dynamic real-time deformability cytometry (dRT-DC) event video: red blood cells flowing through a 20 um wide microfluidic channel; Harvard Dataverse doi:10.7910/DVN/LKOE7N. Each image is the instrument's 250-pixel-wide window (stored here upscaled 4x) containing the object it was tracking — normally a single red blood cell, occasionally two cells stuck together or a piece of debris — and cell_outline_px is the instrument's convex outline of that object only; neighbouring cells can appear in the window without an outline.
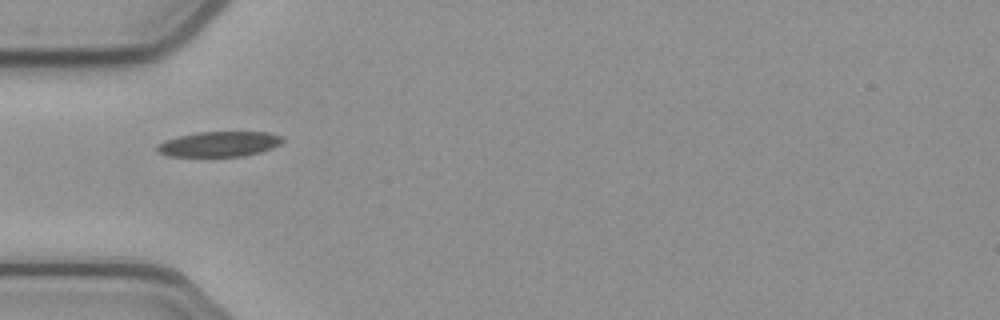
{"species": "common noctule bat (a hibernating species)", "species_latin": "Nyctalus noctula", "temperature_condition": "cold", "stored_images_in_passage": 37, "camera_frame_rate_fps": 3000, "um_per_image_px": 0.085, "animal": {"sex": "female", "body_mass_g": 21.9}, "frame": {"image": 1, "passage_image": 1, "time_ms": 0.0, "image_size_px": [1000, 320], "cell_outline_px": [[284, 140], [280, 144], [272, 148], [260, 152], [244, 156], [168, 156], [156, 152], [156, 144], [164, 140], [196, 132], [268, 132], [284, 136]], "centroid_in_image_um": [18.63, 12.24], "position_along_channel_um": 66.4, "area_um2": 18.55}}
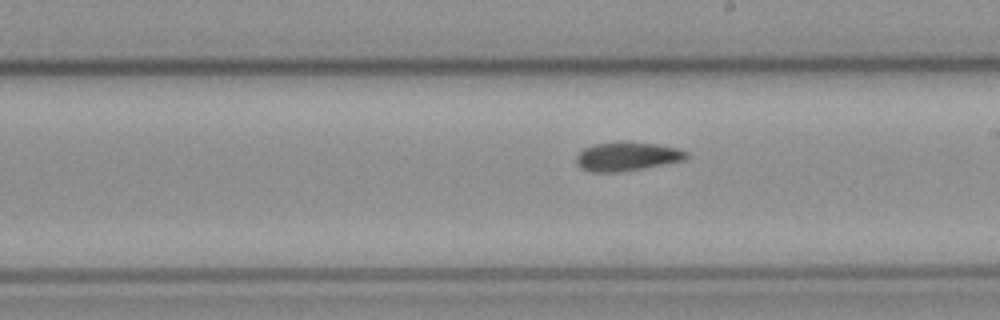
{"frame": {"image": 2, "passage_image": 14, "time_ms": 4.333, "image_size_px": [1000, 320], "cell_outline_px": [[688, 156], [684, 160], [640, 168], [616, 172], [592, 172], [580, 168], [576, 164], [576, 156], [584, 148], [596, 144], [620, 140], [656, 144], [676, 148], [688, 152]], "centroid_in_image_um": [53.25, 13.28], "position_along_channel_um": 235.7, "area_um2": 18.44}}
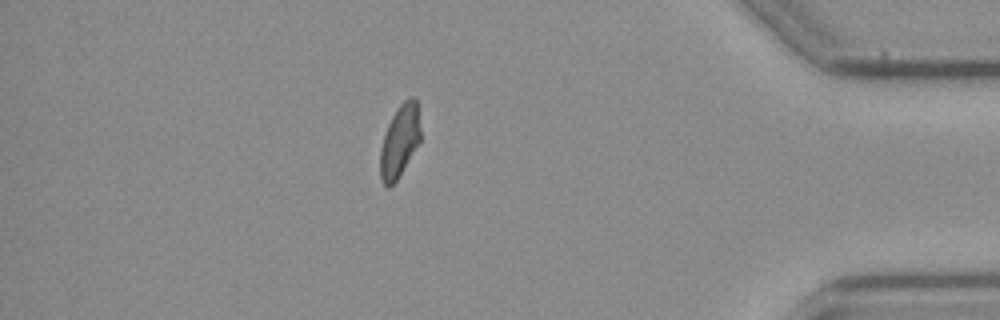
{"frame": {"image": 3, "passage_image": 30, "time_ms": 9.667, "image_size_px": [1000, 320], "cell_outline_px": [[420, 140], [396, 180], [388, 188], [380, 180], [380, 148], [388, 124], [396, 108], [408, 96], [416, 96], [420, 128]], "centroid_in_image_um": [33.96, 11.94], "position_along_channel_um": 401.2, "area_um2": 16.82}, "authors_computed_cell_mechanics": {"area_um2": 17.9758, "velocity_mm_per_s": 3.8854, "shape_relaxation_time_tau1_ms": null, "shape_relaxation_time_tau2_ms": 7.5912, "deformation_change_tau1": null, "deformation_change_tau2": 0.1376}}